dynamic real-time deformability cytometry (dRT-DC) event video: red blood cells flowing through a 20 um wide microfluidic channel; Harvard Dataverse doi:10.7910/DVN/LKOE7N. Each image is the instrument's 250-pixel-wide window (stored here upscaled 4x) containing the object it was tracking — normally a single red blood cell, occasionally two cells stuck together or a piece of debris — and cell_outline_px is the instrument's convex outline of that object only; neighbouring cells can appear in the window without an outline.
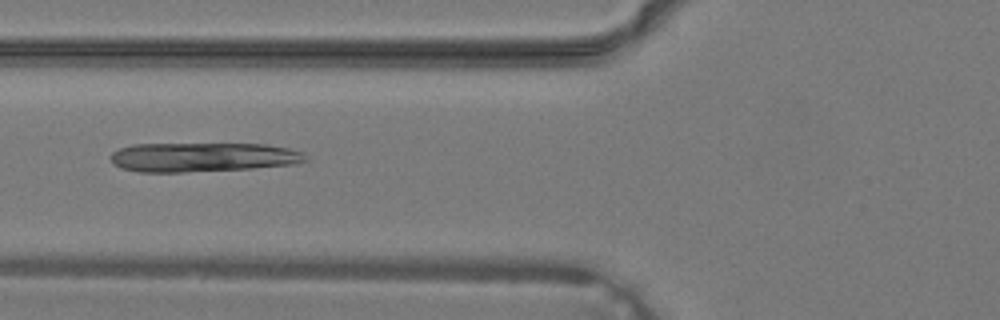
{"species": "common noctule bat (a hibernating species)", "species_latin": "Nyctalus noctula", "temperature_condition": "warm", "stored_images_in_passage": 28, "camera_frame_rate_fps": 3000, "um_per_image_px": 0.085, "animal": {"sex": "male", "body_mass_g": 19.2, "forearm_length_mm": 51.8}, "frame": {"image": 1, "passage_image": 4, "time_ms": 1.0, "image_size_px": [1000, 320], "cell_outline_px": [[308, 160], [296, 164], [252, 168], [184, 172], [136, 172], [120, 168], [112, 160], [112, 152], [120, 148], [132, 144], [268, 144], [288, 148], [304, 152], [308, 156]], "centroid_in_image_um": [17.28, 13.36], "position_along_channel_um": 108.5, "area_um2": 33.41}}
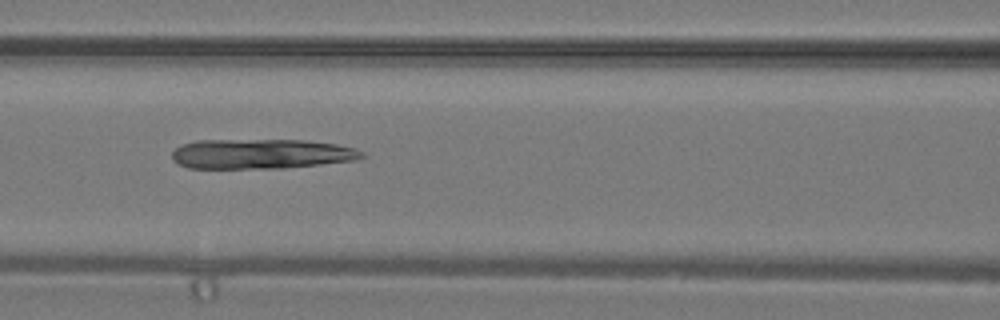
{"frame": {"image": 2, "passage_image": 6, "time_ms": 1.667, "image_size_px": [1000, 320], "cell_outline_px": [[364, 156], [356, 160], [284, 168], [188, 168], [176, 164], [172, 160], [172, 152], [176, 148], [184, 144], [196, 140], [304, 140], [336, 144], [352, 148], [364, 152]], "centroid_in_image_um": [22.16, 13.08], "position_along_channel_um": 144.4, "area_um2": 33.0}}
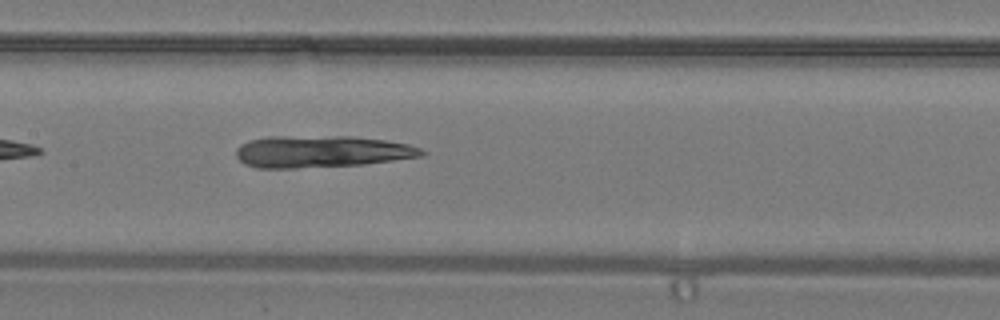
{"frame": {"image": 3, "passage_image": 8, "time_ms": 2.333, "image_size_px": [1000, 320], "cell_outline_px": [[428, 152], [424, 156], [364, 164], [292, 168], [260, 168], [244, 164], [236, 156], [236, 148], [240, 144], [248, 140], [336, 136], [352, 136], [384, 140], [408, 144], [420, 148]], "centroid_in_image_um": [27.41, 12.91], "position_along_channel_um": 180.0, "area_um2": 33.7}}